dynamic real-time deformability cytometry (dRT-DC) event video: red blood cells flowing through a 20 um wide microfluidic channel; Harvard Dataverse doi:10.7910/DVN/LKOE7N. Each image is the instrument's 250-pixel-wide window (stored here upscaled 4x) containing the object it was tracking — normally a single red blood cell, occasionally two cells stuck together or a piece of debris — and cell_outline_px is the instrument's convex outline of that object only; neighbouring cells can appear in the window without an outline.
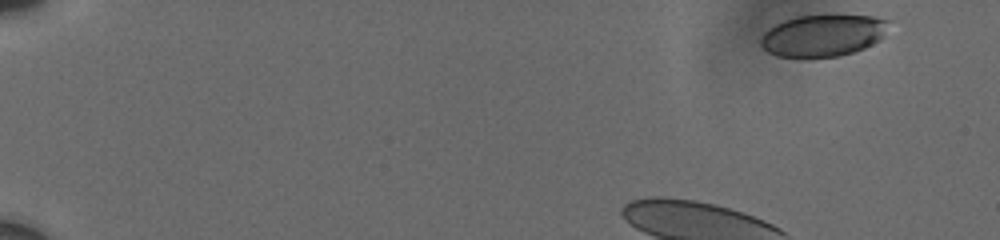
{"species": "human", "species_latin": "Homo sapiens", "temperature_condition": "cold", "stored_images_in_passage": 6, "camera_frame_rate_fps": 3000, "um_per_image_px": 0.085, "donor": {"sex": "male"}, "frame": {"image": 1, "passage_image": 1, "time_ms": 0.0, "image_size_px": [1000, 240], "cell_outline_px": [[888, 20], [884, 36], [880, 40], [864, 48], [840, 56], [808, 60], [776, 56], [768, 52], [760, 44], [760, 40], [764, 32], [768, 28], [784, 20], [796, 16], [872, 16]], "centroid_in_image_um": [69.9, 3.07], "position_along_channel_um": 15.1, "area_um2": 31.62}}